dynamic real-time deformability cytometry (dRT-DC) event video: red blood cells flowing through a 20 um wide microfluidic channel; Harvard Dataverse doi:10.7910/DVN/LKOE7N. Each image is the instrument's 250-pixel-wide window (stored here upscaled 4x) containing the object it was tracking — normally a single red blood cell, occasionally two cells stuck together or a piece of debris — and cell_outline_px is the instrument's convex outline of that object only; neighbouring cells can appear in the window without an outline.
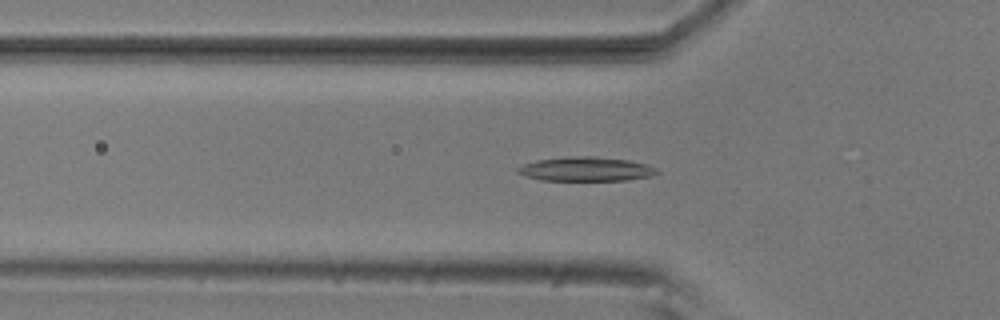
{"species": "common noctule bat (a hibernating species)", "species_latin": "Nyctalus noctula", "temperature_condition": "room temperature", "stored_images_in_passage": 49, "camera_frame_rate_fps": 3000, "um_per_image_px": 0.085, "animal": {"sex": "male", "body_mass_g": 20.5, "forearm_length_mm": 52.5}, "frame": {"image": 1, "passage_image": 13, "time_ms": 4.0, "image_size_px": [1000, 320], "cell_outline_px": [[660, 172], [652, 176], [628, 180], [540, 180], [524, 176], [516, 172], [516, 168], [524, 164], [536, 160], [572, 156], [596, 156], [628, 160], [648, 164], [656, 168]], "centroid_in_image_um": [49.81, 14.37], "position_along_channel_um": 76.0, "area_um2": 19.77}}
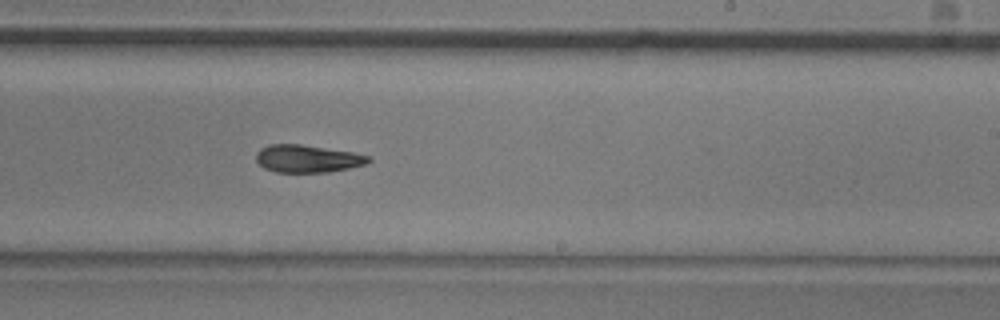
{"frame": {"image": 2, "passage_image": 28, "time_ms": 9.0, "image_size_px": [1000, 320], "cell_outline_px": [[372, 160], [364, 164], [348, 168], [328, 172], [276, 172], [264, 168], [256, 160], [256, 152], [260, 148], [268, 144], [300, 144], [352, 152], [368, 156]], "centroid_in_image_um": [26.08, 13.48], "position_along_channel_um": 262.9, "area_um2": 17.92}}
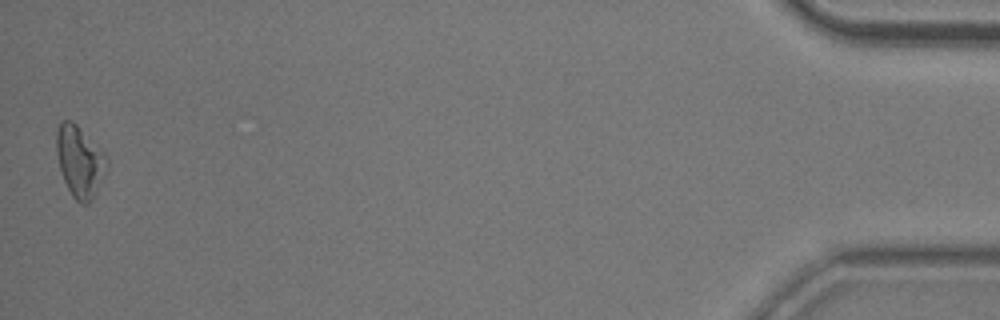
{"frame": {"image": 3, "passage_image": 49, "time_ms": 16.0, "image_size_px": [1000, 320], "cell_outline_px": [[108, 172], [96, 192], [88, 204], [80, 204], [72, 196], [64, 180], [60, 168], [56, 152], [56, 132], [60, 124], [64, 120], [72, 120], [108, 156]], "centroid_in_image_um": [6.81, 13.74], "position_along_channel_um": 428.4, "area_um2": 21.04}, "authors_computed_cell_mechanics": {"area_um2": 18.785, "velocity_mm_per_s": 3.7177, "shape_relaxation_time_tau1_ms": 5.0813, "shape_relaxation_time_tau2_ms": null, "deformation_change_tau1": 0.1613, "deformation_change_tau2": null}}